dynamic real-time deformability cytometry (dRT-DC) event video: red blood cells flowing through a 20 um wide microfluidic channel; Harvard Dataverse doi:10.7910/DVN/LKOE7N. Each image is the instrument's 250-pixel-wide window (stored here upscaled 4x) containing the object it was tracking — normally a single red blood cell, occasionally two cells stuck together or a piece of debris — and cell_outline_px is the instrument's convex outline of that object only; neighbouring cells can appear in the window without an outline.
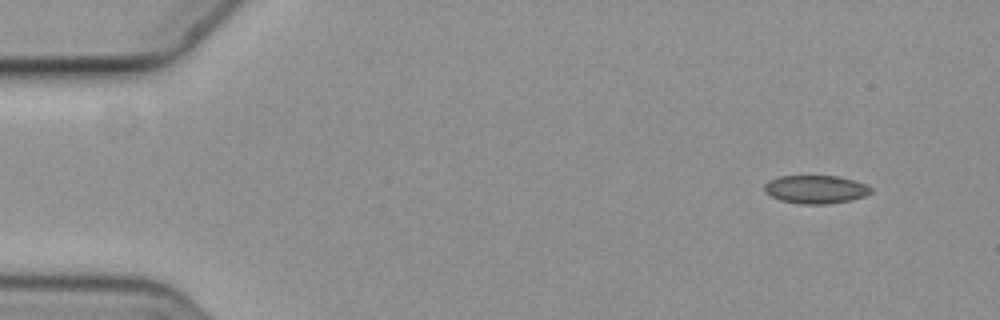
{"species": "common noctule bat (a hibernating species)", "species_latin": "Nyctalus noctula", "temperature_condition": "cold", "stored_images_in_passage": 4, "camera_frame_rate_fps": 3000, "um_per_image_px": 0.085, "animal": {"sex": "female", "body_mass_g": 19.3, "forearm_length_mm": 54.1}, "frame": {"image": 1, "passage_image": 1, "time_ms": 0.0, "image_size_px": [1000, 320], "cell_outline_px": [[872, 192], [864, 196], [852, 200], [824, 204], [800, 204], [780, 200], [764, 192], [764, 184], [768, 180], [780, 176], [836, 176], [852, 180], [864, 184], [872, 188]], "centroid_in_image_um": [69.3, 16.1], "position_along_channel_um": 15.7, "area_um2": 17.46}}
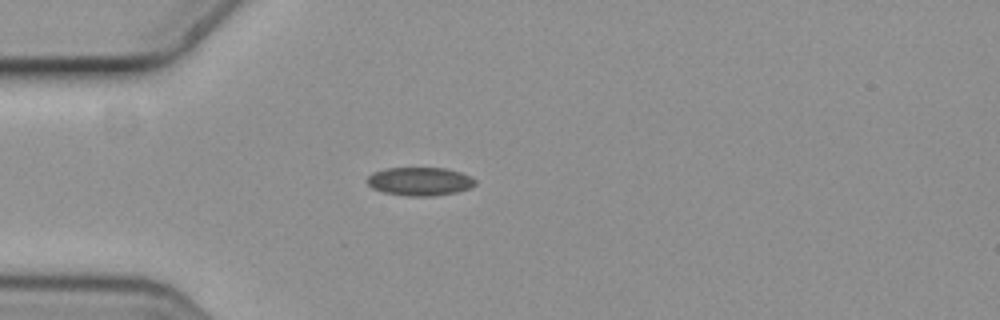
{"frame": {"image": 2, "passage_image": 4, "time_ms": 1.0, "image_size_px": [1000, 320], "cell_outline_px": [[476, 184], [468, 188], [456, 192], [432, 196], [408, 196], [384, 192], [372, 188], [368, 184], [368, 176], [372, 172], [388, 168], [444, 168], [460, 172], [472, 176], [476, 180]], "centroid_in_image_um": [35.69, 15.41], "position_along_channel_um": 49.3, "area_um2": 17.8}}